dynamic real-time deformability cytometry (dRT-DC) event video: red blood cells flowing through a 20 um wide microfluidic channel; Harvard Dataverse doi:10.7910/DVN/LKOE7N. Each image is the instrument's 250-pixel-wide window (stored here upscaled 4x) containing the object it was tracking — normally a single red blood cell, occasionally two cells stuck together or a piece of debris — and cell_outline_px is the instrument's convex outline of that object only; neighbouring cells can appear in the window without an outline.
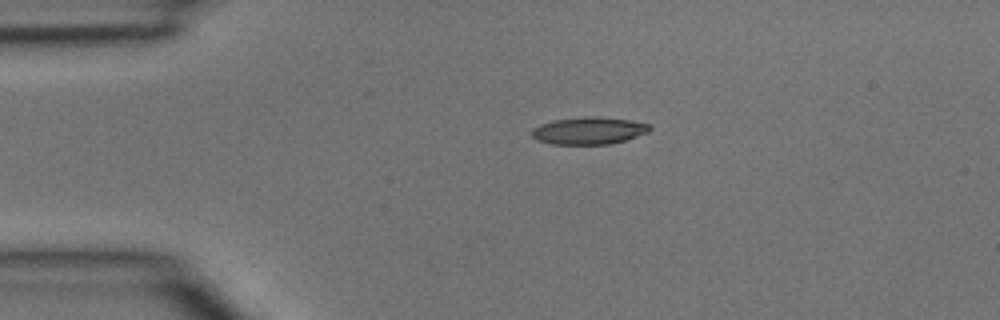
{"species": "common noctule bat (a hibernating species)", "species_latin": "Nyctalus noctula", "temperature_condition": "room temperature", "stored_images_in_passage": 2, "camera_frame_rate_fps": 3000, "um_per_image_px": 0.085, "animal": {"sex": "male", "body_mass_g": 15.6}, "frame": {"image": 1, "passage_image": 2, "time_ms": 0.333, "image_size_px": [1000, 320], "cell_outline_px": [[652, 128], [648, 132], [624, 140], [608, 144], [552, 144], [536, 140], [532, 136], [532, 128], [540, 124], [556, 120], [584, 116], [596, 116], [628, 120], [648, 124]], "centroid_in_image_um": [50.01, 11.1], "position_along_channel_um": 35.0, "area_um2": 18.55}}